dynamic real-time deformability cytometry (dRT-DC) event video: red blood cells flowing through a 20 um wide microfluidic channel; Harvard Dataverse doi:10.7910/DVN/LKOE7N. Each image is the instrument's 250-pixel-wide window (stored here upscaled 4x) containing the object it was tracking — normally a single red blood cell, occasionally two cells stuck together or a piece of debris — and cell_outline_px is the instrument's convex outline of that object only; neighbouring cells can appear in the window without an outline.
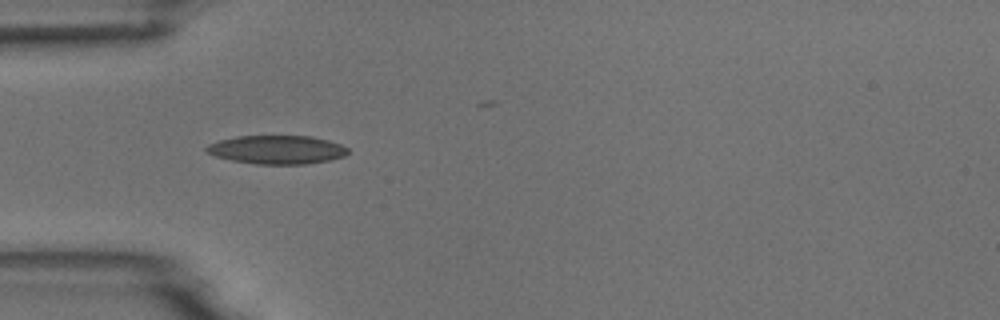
{"species": "common noctule bat (a hibernating species)", "species_latin": "Nyctalus noctula", "temperature_condition": "room temperature", "stored_images_in_passage": 6, "camera_frame_rate_fps": 3000, "um_per_image_px": 0.085, "animal": {"sex": "male", "body_mass_g": 18.8}, "frame": {"image": 1, "passage_image": 1, "time_ms": 0.0, "image_size_px": [1000, 320], "cell_outline_px": [[348, 152], [344, 156], [328, 160], [304, 164], [256, 164], [232, 160], [216, 156], [204, 152], [204, 148], [208, 144], [220, 140], [236, 136], [312, 136], [328, 140], [340, 144], [348, 148]], "centroid_in_image_um": [23.51, 12.72], "position_along_channel_um": 61.5, "area_um2": 23.52}}
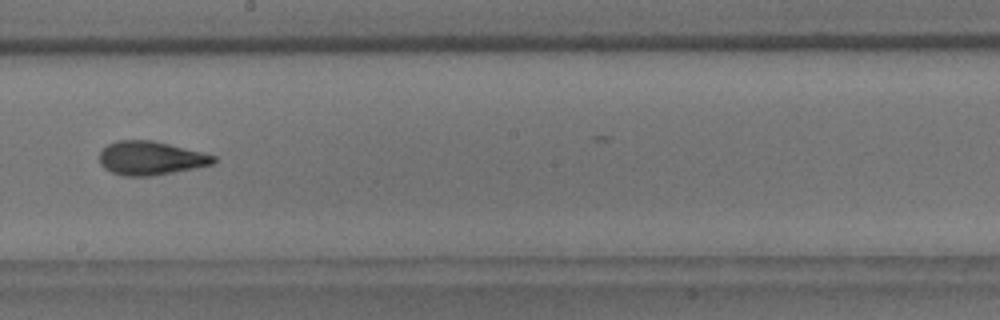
{"frame": {"image": 2, "passage_image": 5, "time_ms": 4.667, "image_size_px": [1000, 320], "cell_outline_px": [[216, 160], [212, 164], [196, 168], [152, 176], [124, 176], [112, 172], [104, 168], [100, 164], [100, 152], [108, 144], [116, 140], [152, 140], [216, 156]], "centroid_in_image_um": [12.78, 13.45], "position_along_channel_um": 235.4, "area_um2": 22.25}}